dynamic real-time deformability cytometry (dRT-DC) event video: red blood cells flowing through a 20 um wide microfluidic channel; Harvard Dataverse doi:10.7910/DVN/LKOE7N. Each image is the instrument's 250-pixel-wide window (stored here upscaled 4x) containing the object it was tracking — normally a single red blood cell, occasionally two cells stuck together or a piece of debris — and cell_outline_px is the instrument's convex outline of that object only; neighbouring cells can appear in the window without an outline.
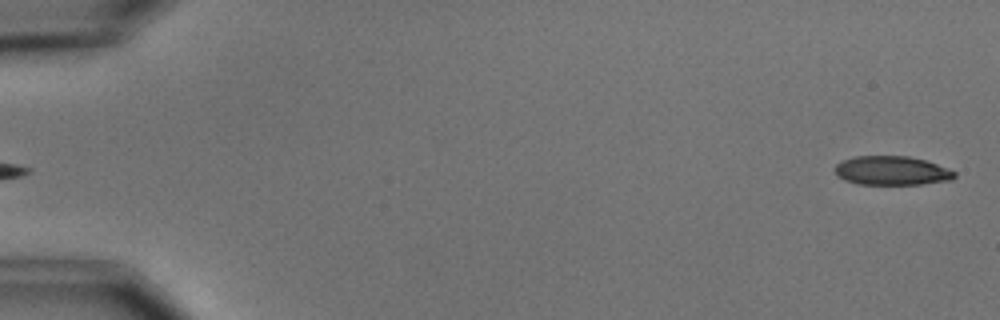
{"species": "common noctule bat (a hibernating species)", "species_latin": "Nyctalus noctula", "temperature_condition": "cold", "stored_images_in_passage": 6, "segment_of_instrument_passage": [2, 2], "camera_frame_rate_fps": 3000, "um_per_image_px": 0.085, "animal": {"sex": "male", "body_mass_g": 15.6}, "frame": {"image": 1, "passage_image": 6, "time_ms": 6.0, "image_size_px": [1000, 320], "cell_outline_px": [[956, 176], [952, 180], [920, 184], [856, 184], [844, 180], [836, 172], [836, 164], [852, 156], [908, 156], [924, 160], [948, 168], [956, 172]], "centroid_in_image_um": [75.82, 14.5], "position_along_channel_um": 9.2, "area_um2": 20.11}}